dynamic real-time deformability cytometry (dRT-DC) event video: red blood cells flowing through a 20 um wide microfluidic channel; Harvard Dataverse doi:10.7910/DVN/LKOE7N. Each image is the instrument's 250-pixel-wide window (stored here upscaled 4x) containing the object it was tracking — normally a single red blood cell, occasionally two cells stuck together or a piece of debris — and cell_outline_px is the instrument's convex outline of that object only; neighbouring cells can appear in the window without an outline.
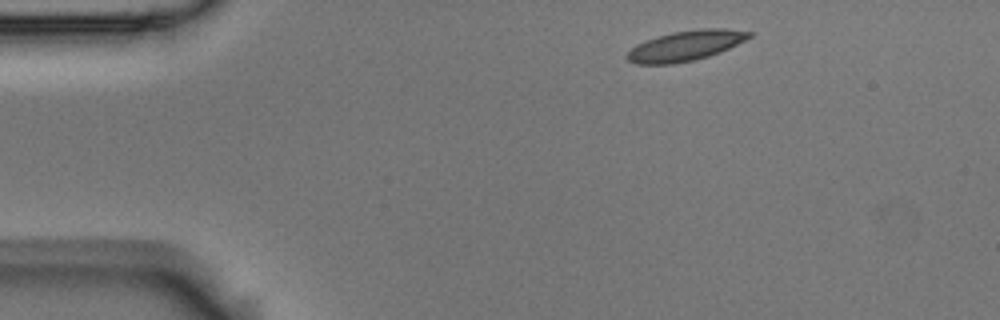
{"species": "Egyptian fruit bat (a non-hibernating species)", "species_latin": "Rousettus aegyptiacus", "temperature_condition": "room temperature", "stored_images_in_passage": 3, "camera_frame_rate_fps": 3000, "um_per_image_px": 0.085, "animal": {"sex": "male"}, "frame": {"image": 1, "passage_image": 1, "time_ms": 0.0, "image_size_px": [1000, 320], "cell_outline_px": [[756, 32], [752, 36], [720, 52], [696, 60], [672, 64], [636, 64], [628, 60], [624, 56], [636, 44], [644, 40], [656, 36], [672, 32], [700, 28], [724, 28]], "centroid_in_image_um": [58.26, 3.88], "position_along_channel_um": 26.7, "area_um2": 21.68}}